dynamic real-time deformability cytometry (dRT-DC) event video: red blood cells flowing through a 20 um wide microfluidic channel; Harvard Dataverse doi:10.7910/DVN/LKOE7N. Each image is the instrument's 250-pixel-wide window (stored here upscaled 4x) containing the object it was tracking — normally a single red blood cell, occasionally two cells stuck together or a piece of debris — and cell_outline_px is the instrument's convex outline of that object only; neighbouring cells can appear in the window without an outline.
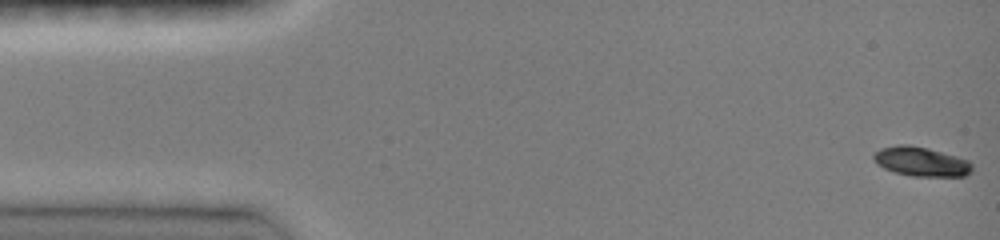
{"species": "common noctule bat (a hibernating species)", "species_latin": "Nyctalus noctula", "temperature_condition": "room temperature", "stored_images_in_passage": 47, "camera_frame_rate_fps": 3000, "um_per_image_px": 0.085, "animal": {"sex": "female", "body_mass_g": 19.0, "forearm_length_mm": 51.5}, "frame": {"image": 1, "passage_image": 1, "time_ms": 0.0, "image_size_px": [1000, 240], "cell_outline_px": [[972, 172], [964, 176], [912, 176], [896, 172], [884, 168], [872, 156], [880, 148], [896, 144], [908, 144], [928, 148], [956, 156], [968, 160], [972, 164]], "centroid_in_image_um": [78.32, 13.72], "position_along_channel_um": 6.7, "area_um2": 16.7}}
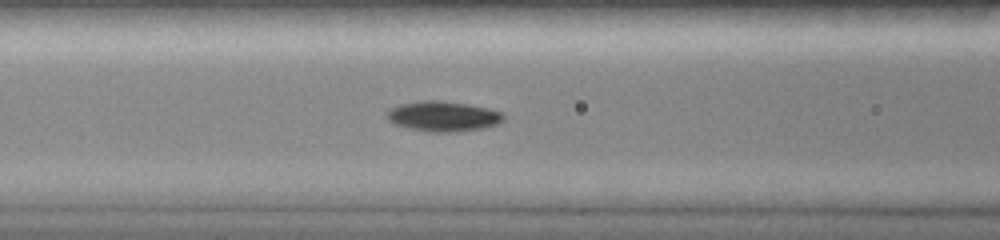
{"frame": {"image": 2, "passage_image": 19, "time_ms": 6.0, "image_size_px": [1000, 240], "cell_outline_px": [[504, 120], [500, 124], [484, 128], [456, 132], [428, 132], [396, 124], [388, 120], [384, 116], [388, 108], [400, 104], [424, 100], [444, 100], [468, 104], [488, 108], [504, 112]], "centroid_in_image_um": [37.69, 9.88], "position_along_channel_um": 128.9, "area_um2": 20.87}}
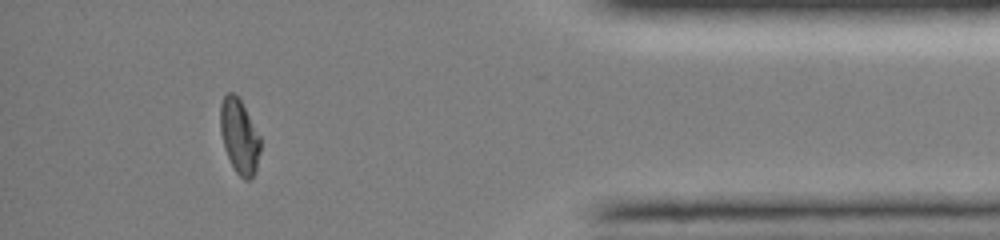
{"frame": {"image": 3, "passage_image": 42, "time_ms": 13.667, "image_size_px": [1000, 240], "cell_outline_px": [[260, 152], [256, 172], [248, 180], [244, 180], [236, 172], [224, 148], [220, 132], [220, 104], [224, 96], [228, 92], [232, 92], [240, 100], [260, 136]], "centroid_in_image_um": [20.34, 11.6], "position_along_channel_um": 414.9, "area_um2": 17.28}, "authors_computed_cell_mechanics": {"area_um2": 18.496, "velocity_mm_per_s": 4.1231, "shape_relaxation_time_tau1_ms": 3.5241, "shape_relaxation_time_tau2_ms": 6.965, "deformation_change_tau1": 0.1692, "deformation_change_tau2": 0.0604}}